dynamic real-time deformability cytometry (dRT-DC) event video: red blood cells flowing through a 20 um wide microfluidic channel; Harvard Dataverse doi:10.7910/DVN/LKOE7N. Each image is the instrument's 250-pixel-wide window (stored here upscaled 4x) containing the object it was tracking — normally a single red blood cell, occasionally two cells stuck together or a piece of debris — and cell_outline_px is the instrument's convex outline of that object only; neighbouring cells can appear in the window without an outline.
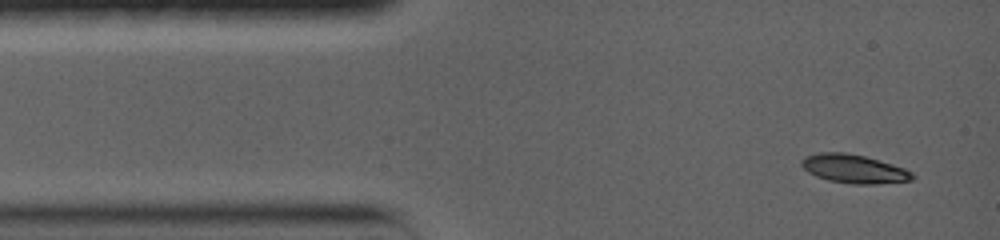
{"species": "common noctule bat (a hibernating species)", "species_latin": "Nyctalus noctula", "temperature_condition": "warm", "stored_images_in_passage": 6, "camera_frame_rate_fps": 5000, "um_per_image_px": 0.085, "animal": {"sex": "female", "body_mass_g": 19.0, "forearm_length_mm": 56.7}, "frame": {"image": 1, "passage_image": 1, "time_ms": 0.0, "image_size_px": [1000, 240], "cell_outline_px": [[916, 176], [912, 180], [876, 184], [852, 184], [828, 180], [816, 176], [808, 172], [800, 164], [800, 160], [804, 156], [816, 152], [844, 152], [864, 156], [892, 164], [904, 168], [912, 172]], "centroid_in_image_um": [72.55, 14.34], "position_along_channel_um": 12.4, "area_um2": 18.61}}
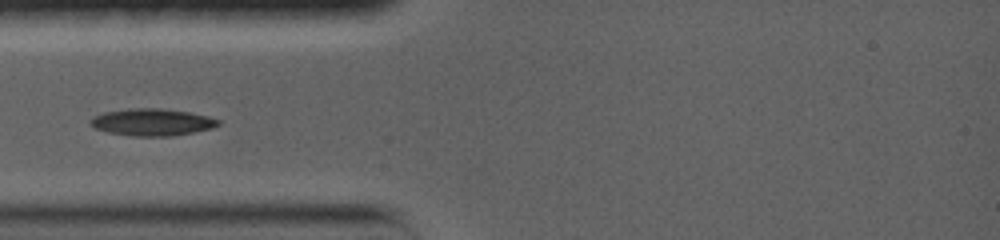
{"frame": {"image": 2, "passage_image": 5, "time_ms": 3.2, "image_size_px": [1000, 240], "cell_outline_px": [[220, 124], [212, 128], [172, 136], [132, 136], [108, 132], [96, 128], [88, 124], [88, 120], [92, 116], [104, 112], [128, 108], [160, 108], [188, 112], [208, 116], [220, 120]], "centroid_in_image_um": [12.88, 10.38], "position_along_channel_um": 72.1, "area_um2": 20.23}}